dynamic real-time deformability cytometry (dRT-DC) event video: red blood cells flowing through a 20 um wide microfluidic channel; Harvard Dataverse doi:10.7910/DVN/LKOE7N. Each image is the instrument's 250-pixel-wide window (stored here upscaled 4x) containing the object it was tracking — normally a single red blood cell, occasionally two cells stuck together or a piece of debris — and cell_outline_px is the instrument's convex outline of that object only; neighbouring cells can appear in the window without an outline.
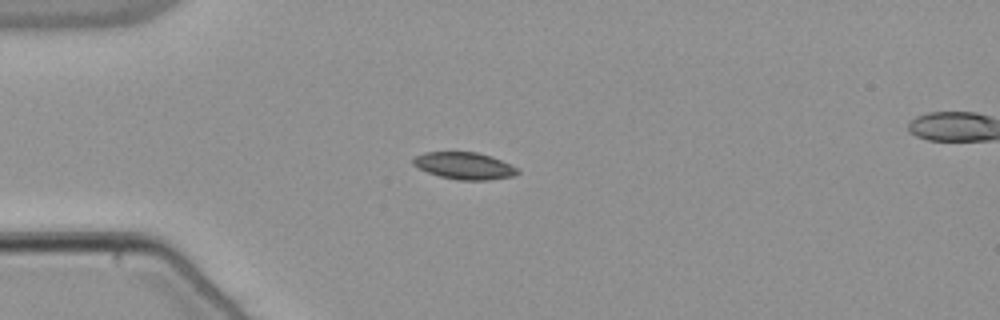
{"species": "common noctule bat (a hibernating species)", "species_latin": "Nyctalus noctula", "temperature_condition": "warm", "stored_images_in_passage": 41, "camera_frame_rate_fps": 3000, "um_per_image_px": 0.085, "animal": {"sex": "male", "body_mass_g": 21.5, "forearm_length_mm": 52.0}, "frame": {"image": 1, "passage_image": 1, "time_ms": 0.0, "image_size_px": [1000, 320], "cell_outline_px": [[520, 172], [512, 176], [488, 180], [456, 180], [440, 176], [428, 172], [412, 164], [412, 160], [416, 156], [424, 152], [476, 152], [492, 156], [516, 168]], "centroid_in_image_um": [39.45, 14.09], "position_along_channel_um": 45.6, "area_um2": 16.24}}
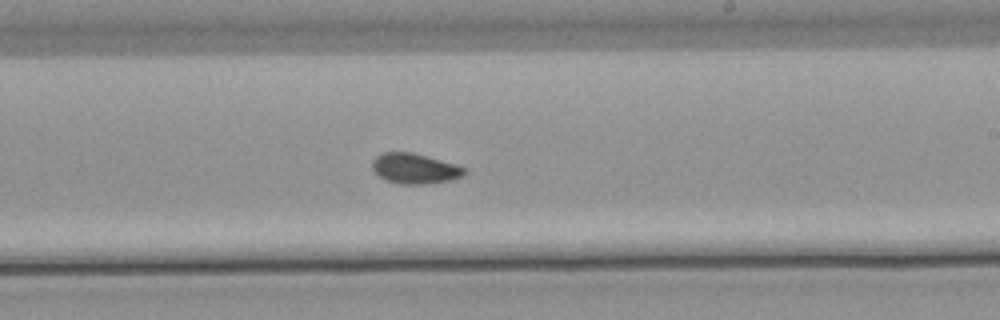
{"frame": {"image": 2, "passage_image": 19, "time_ms": 6.0, "image_size_px": [1000, 320], "cell_outline_px": [[468, 172], [464, 176], [452, 180], [428, 184], [400, 184], [388, 180], [380, 176], [372, 168], [372, 160], [376, 156], [384, 152], [412, 152], [456, 164], [468, 168]], "centroid_in_image_um": [35.32, 14.33], "position_along_channel_um": 253.7, "area_um2": 16.42}}
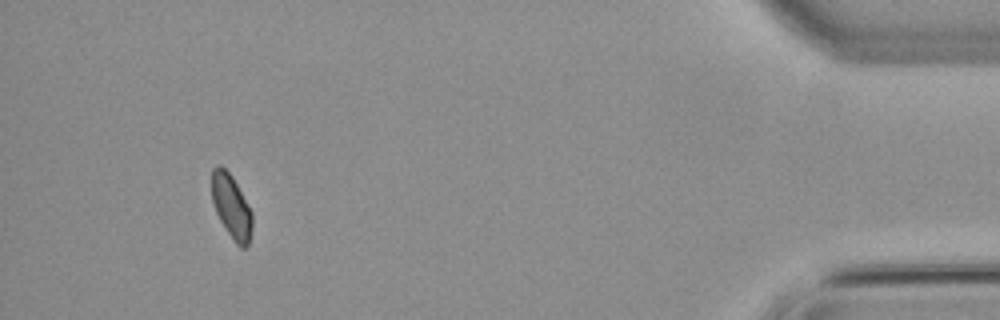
{"frame": {"image": 3, "passage_image": 37, "time_ms": 12.0, "image_size_px": [1000, 320], "cell_outline_px": [[252, 228], [248, 244], [244, 248], [240, 248], [236, 244], [220, 220], [216, 212], [212, 200], [212, 168], [216, 164], [220, 164], [232, 176], [252, 212]], "centroid_in_image_um": [19.66, 17.54], "position_along_channel_um": 415.5, "area_um2": 14.91}}